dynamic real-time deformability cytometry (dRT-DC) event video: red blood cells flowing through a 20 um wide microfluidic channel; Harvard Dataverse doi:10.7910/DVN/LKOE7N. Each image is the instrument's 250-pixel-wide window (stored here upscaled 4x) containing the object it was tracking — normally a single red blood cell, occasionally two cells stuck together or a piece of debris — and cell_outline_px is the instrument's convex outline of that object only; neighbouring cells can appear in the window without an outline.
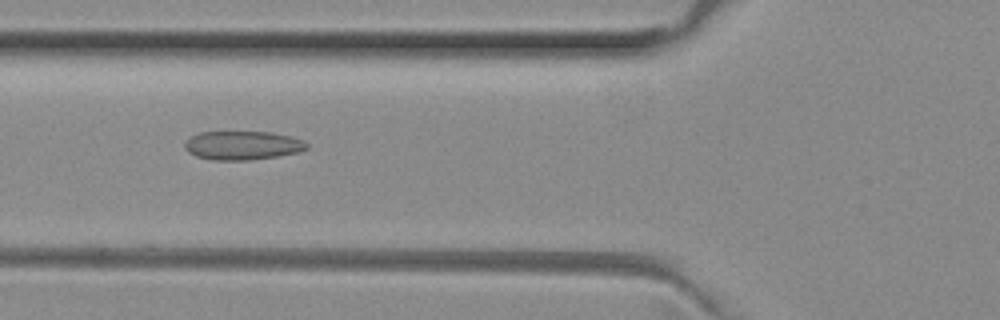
{"species": "common noctule bat (a hibernating species)", "species_latin": "Nyctalus noctula", "temperature_condition": "room temperature", "stored_images_in_passage": 51, "camera_frame_rate_fps": 3000, "um_per_image_px": 0.085, "animal": {"sex": "female", "body_mass_g": 29.2, "forearm_length_mm": 56.3}, "frame": {"image": 1, "passage_image": 19, "time_ms": 6.0, "image_size_px": [1000, 320], "cell_outline_px": [[308, 148], [296, 152], [276, 156], [248, 160], [212, 160], [196, 156], [188, 152], [184, 148], [184, 144], [192, 136], [200, 132], [272, 132], [292, 136], [304, 140], [308, 144]], "centroid_in_image_um": [20.62, 12.35], "position_along_channel_um": 105.2, "area_um2": 20.4}}
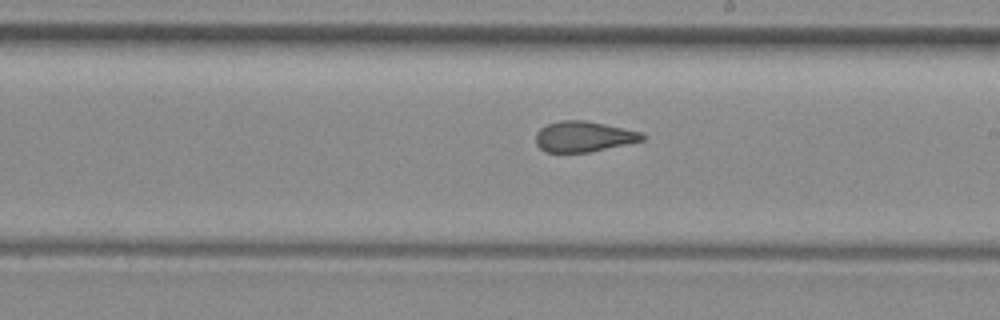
{"frame": {"image": 2, "passage_image": 29, "time_ms": 9.333, "image_size_px": [1000, 320], "cell_outline_px": [[644, 140], [588, 152], [544, 152], [536, 144], [536, 132], [540, 128], [548, 124], [560, 120], [584, 120], [624, 128], [640, 132], [644, 136]], "centroid_in_image_um": [49.56, 11.6], "position_along_channel_um": 239.4, "area_um2": 18.79}}
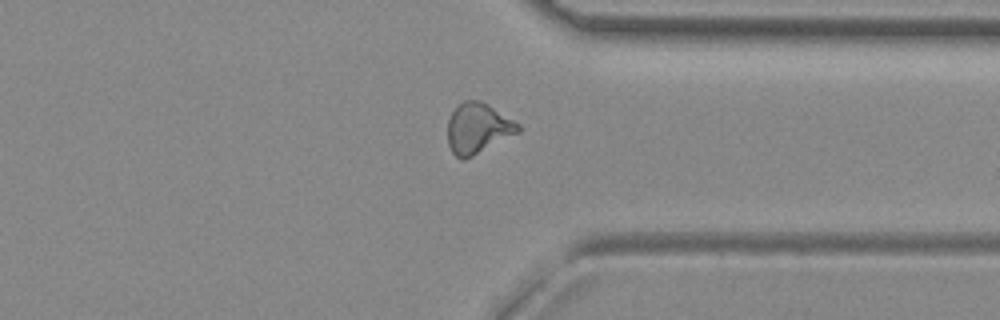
{"frame": {"image": 3, "passage_image": 39, "time_ms": 12.667, "image_size_px": [1000, 320], "cell_outline_px": [[520, 132], [464, 160], [460, 160], [452, 152], [448, 144], [448, 120], [452, 112], [464, 100], [480, 100], [488, 104], [520, 124]], "centroid_in_image_um": [40.62, 10.91], "position_along_channel_um": 370.8, "area_um2": 20.63}, "authors_computed_cell_mechanics": {"area_um2": 20.6346, "velocity_mm_per_s": 4.0216, "shape_relaxation_time_tau1_ms": null, "shape_relaxation_time_tau2_ms": 1.4722, "deformation_change_tau1": null, "deformation_change_tau2": 0.081}}